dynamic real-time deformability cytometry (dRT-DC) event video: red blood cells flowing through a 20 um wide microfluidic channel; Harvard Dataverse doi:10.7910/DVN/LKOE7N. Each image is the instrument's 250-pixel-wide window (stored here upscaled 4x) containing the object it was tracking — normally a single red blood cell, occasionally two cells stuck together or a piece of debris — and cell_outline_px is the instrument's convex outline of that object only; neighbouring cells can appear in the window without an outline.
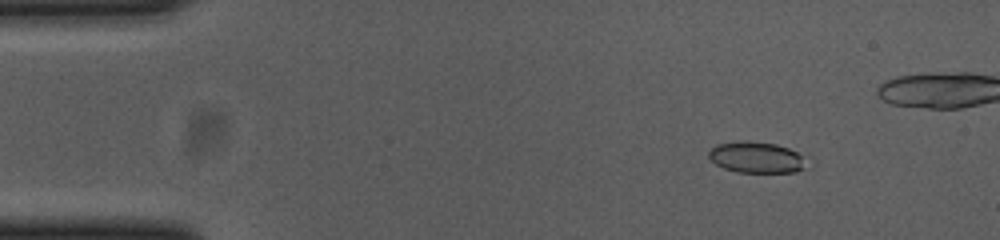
{"species": "common noctule bat (a hibernating species)", "species_latin": "Nyctalus noctula", "temperature_condition": "cold", "stored_images_in_passage": 49, "camera_frame_rate_fps": 3000, "um_per_image_px": 0.085, "animal": {"sex": "female", "body_mass_g": 23.0, "forearm_length_mm": 53.4}, "frame": {"image": 1, "passage_image": 7, "time_ms": 2.0, "image_size_px": [1000, 240], "cell_outline_px": [[804, 168], [796, 172], [736, 172], [724, 168], [716, 164], [708, 156], [708, 152], [716, 144], [740, 140], [744, 140], [776, 144], [788, 148], [796, 152], [800, 156]], "centroid_in_image_um": [64.21, 13.36], "position_along_channel_um": 20.8, "area_um2": 17.46}}
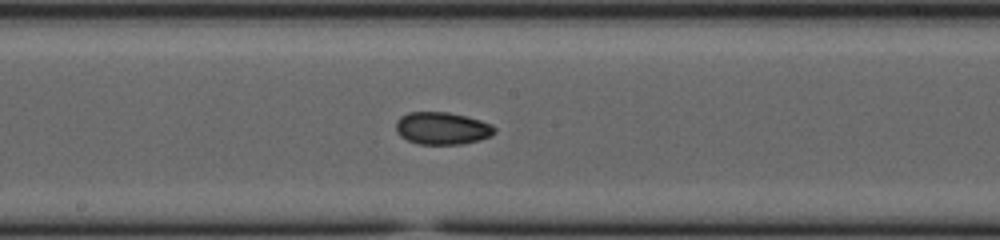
{"frame": {"image": 2, "passage_image": 29, "time_ms": 9.333, "image_size_px": [1000, 240], "cell_outline_px": [[496, 132], [492, 136], [480, 140], [460, 144], [420, 144], [408, 140], [400, 136], [396, 132], [396, 120], [400, 116], [408, 112], [448, 112], [480, 120], [492, 124], [496, 128]], "centroid_in_image_um": [37.59, 10.9], "position_along_channel_um": 210.6, "area_um2": 18.73}}
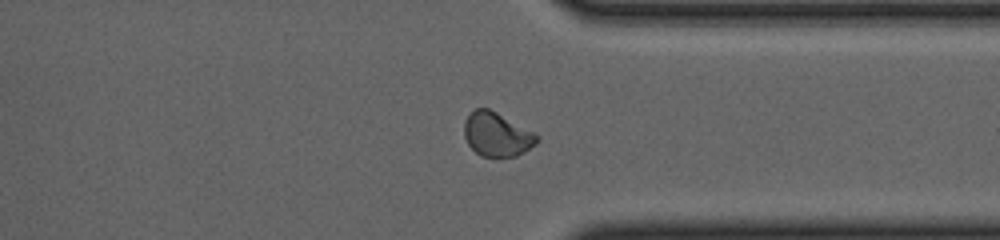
{"frame": {"image": 3, "passage_image": 42, "time_ms": 13.667, "image_size_px": [1000, 240], "cell_outline_px": [[540, 140], [536, 144], [524, 152], [516, 156], [480, 156], [468, 144], [464, 136], [464, 120], [476, 108], [488, 108], [536, 132], [540, 136]], "centroid_in_image_um": [42.27, 11.42], "position_along_channel_um": 369.1, "area_um2": 18.73}}